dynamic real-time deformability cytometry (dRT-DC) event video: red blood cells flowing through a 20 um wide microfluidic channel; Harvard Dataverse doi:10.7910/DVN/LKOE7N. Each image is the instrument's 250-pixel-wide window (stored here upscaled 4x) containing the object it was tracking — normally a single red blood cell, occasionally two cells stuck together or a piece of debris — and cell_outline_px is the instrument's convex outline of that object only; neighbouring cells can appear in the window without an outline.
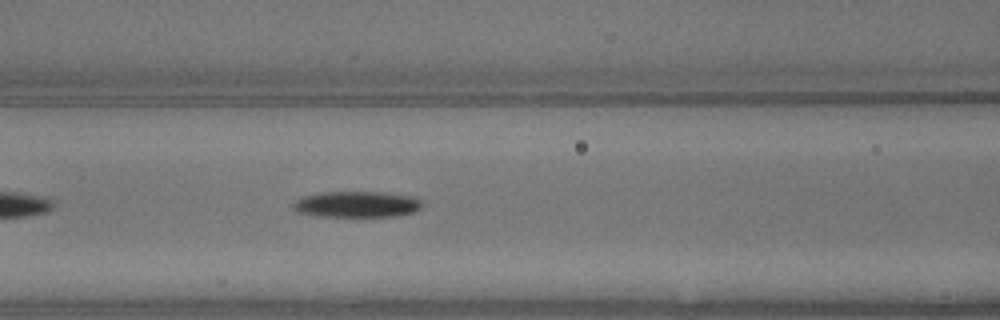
{"species": "common noctule bat (a hibernating species)", "species_latin": "Nyctalus noctula", "temperature_condition": "warm", "stored_images_in_passage": 10, "camera_frame_rate_fps": 3000, "um_per_image_px": 0.085, "animal": {"sex": "male", "body_mass_g": 13.3}, "frame": {"image": 1, "passage_image": 10, "time_ms": 3.0, "image_size_px": [1000, 320], "cell_outline_px": [[424, 204], [420, 208], [412, 212], [396, 216], [316, 216], [296, 212], [292, 208], [292, 204], [296, 200], [304, 196], [320, 192], [384, 192], [420, 196]], "centroid_in_image_um": [30.37, 17.35], "position_along_channel_um": 136.2, "area_um2": 19.94}}